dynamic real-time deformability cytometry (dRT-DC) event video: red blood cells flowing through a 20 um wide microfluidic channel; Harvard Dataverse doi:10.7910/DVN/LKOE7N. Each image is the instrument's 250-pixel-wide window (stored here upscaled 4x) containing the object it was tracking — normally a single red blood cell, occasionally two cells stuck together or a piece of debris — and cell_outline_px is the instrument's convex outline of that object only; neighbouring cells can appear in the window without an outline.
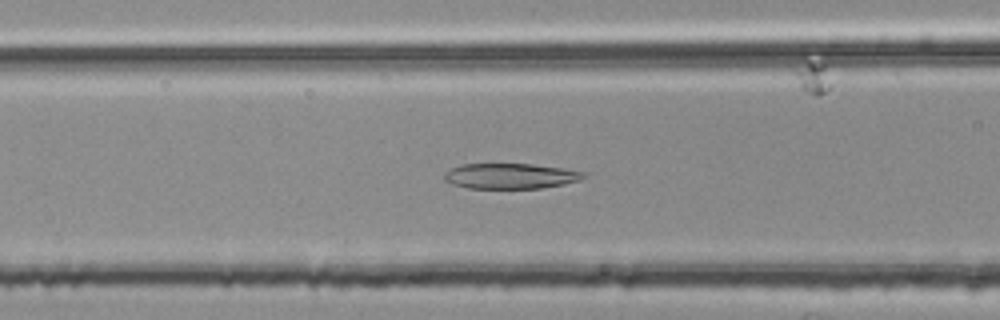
{"species": "common noctule bat (a hibernating species)", "species_latin": "Nyctalus noctula", "temperature_condition": "room temperature", "stored_images_in_passage": 50, "camera_frame_rate_fps": 3000, "um_per_image_px": 0.085, "animal": {"sex": "female", "body_mass_g": 25.1}, "frame": {"image": 1, "passage_image": 21, "time_ms": 6.667, "image_size_px": [1000, 320], "cell_outline_px": [[588, 176], [580, 180], [564, 184], [540, 188], [468, 188], [452, 184], [444, 180], [444, 172], [452, 168], [464, 164], [532, 164], [564, 168], [584, 172]], "centroid_in_image_um": [43.41, 14.96], "position_along_channel_um": 123.2, "area_um2": 20.63}}
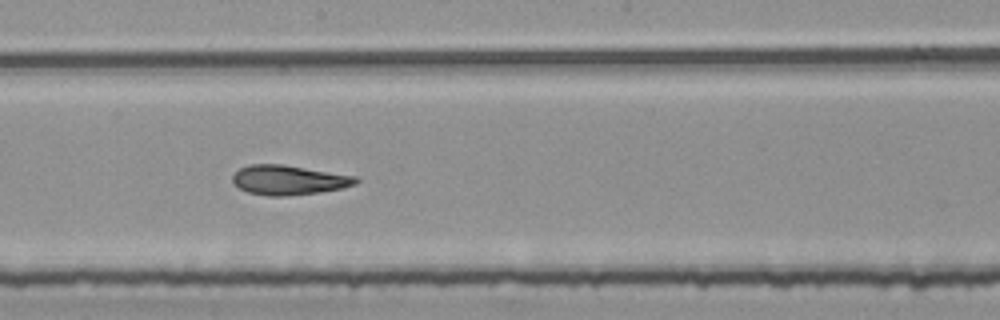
{"frame": {"image": 2, "passage_image": 29, "time_ms": 9.333, "image_size_px": [1000, 320], "cell_outline_px": [[360, 180], [356, 184], [344, 188], [320, 192], [288, 196], [268, 196], [248, 192], [240, 188], [232, 180], [232, 176], [240, 168], [252, 164], [284, 164], [356, 176]], "centroid_in_image_um": [24.58, 15.3], "position_along_channel_um": 223.6, "area_um2": 21.33}}
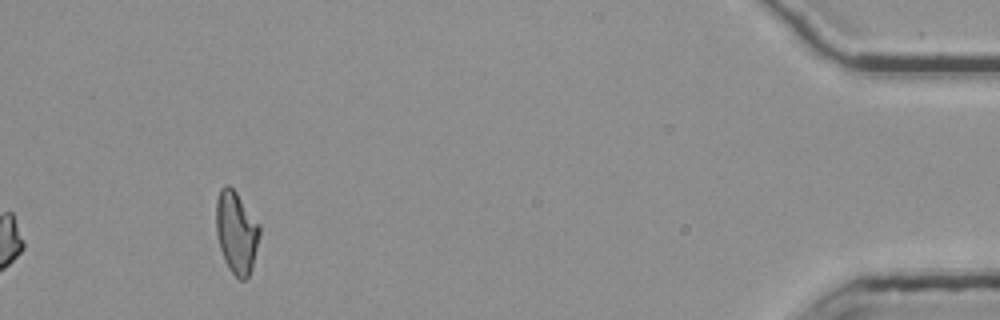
{"frame": {"image": 3, "passage_image": 50, "time_ms": 16.333, "image_size_px": [1000, 320], "cell_outline_px": [[260, 236], [252, 268], [248, 276], [244, 280], [240, 280], [228, 268], [224, 260], [220, 248], [216, 232], [216, 200], [220, 188], [224, 184], [228, 184], [236, 192], [260, 224]], "centroid_in_image_um": [20.09, 19.73], "position_along_channel_um": 415.1, "area_um2": 20.98}, "authors_computed_cell_mechanics": {"area_um2": 21.3282, "velocity_mm_per_s": 3.7684, "shape_relaxation_time_tau1_ms": null, "shape_relaxation_time_tau2_ms": 4.7538, "deformation_change_tau1": null, "deformation_change_tau2": 0.1488}}